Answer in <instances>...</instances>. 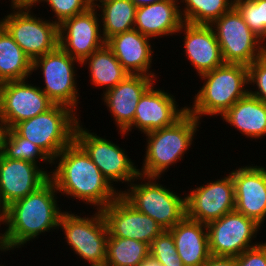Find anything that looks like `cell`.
<instances>
[{"label": "cell", "instance_id": "cell-31", "mask_svg": "<svg viewBox=\"0 0 266 266\" xmlns=\"http://www.w3.org/2000/svg\"><path fill=\"white\" fill-rule=\"evenodd\" d=\"M1 154L9 159L25 160L39 166L38 160L51 166L53 164V160L39 146L19 136L12 128L8 129Z\"/></svg>", "mask_w": 266, "mask_h": 266}, {"label": "cell", "instance_id": "cell-36", "mask_svg": "<svg viewBox=\"0 0 266 266\" xmlns=\"http://www.w3.org/2000/svg\"><path fill=\"white\" fill-rule=\"evenodd\" d=\"M235 262L236 266H266V242L245 250Z\"/></svg>", "mask_w": 266, "mask_h": 266}, {"label": "cell", "instance_id": "cell-27", "mask_svg": "<svg viewBox=\"0 0 266 266\" xmlns=\"http://www.w3.org/2000/svg\"><path fill=\"white\" fill-rule=\"evenodd\" d=\"M32 60L0 24V84L31 77Z\"/></svg>", "mask_w": 266, "mask_h": 266}, {"label": "cell", "instance_id": "cell-42", "mask_svg": "<svg viewBox=\"0 0 266 266\" xmlns=\"http://www.w3.org/2000/svg\"><path fill=\"white\" fill-rule=\"evenodd\" d=\"M105 1H108V0H86V3L87 5L90 7V8H96L98 7V5H100V3H103ZM97 2V3H96ZM99 2V3H98Z\"/></svg>", "mask_w": 266, "mask_h": 266}, {"label": "cell", "instance_id": "cell-15", "mask_svg": "<svg viewBox=\"0 0 266 266\" xmlns=\"http://www.w3.org/2000/svg\"><path fill=\"white\" fill-rule=\"evenodd\" d=\"M221 179V180H220ZM196 186L186 195V216L208 224L235 210V192L231 173L224 178Z\"/></svg>", "mask_w": 266, "mask_h": 266}, {"label": "cell", "instance_id": "cell-4", "mask_svg": "<svg viewBox=\"0 0 266 266\" xmlns=\"http://www.w3.org/2000/svg\"><path fill=\"white\" fill-rule=\"evenodd\" d=\"M201 123L188 111L173 125L145 133L146 153L139 175L162 177L169 166L182 160Z\"/></svg>", "mask_w": 266, "mask_h": 266}, {"label": "cell", "instance_id": "cell-34", "mask_svg": "<svg viewBox=\"0 0 266 266\" xmlns=\"http://www.w3.org/2000/svg\"><path fill=\"white\" fill-rule=\"evenodd\" d=\"M52 9L54 22L59 26L63 21L86 12L90 7L86 0H42Z\"/></svg>", "mask_w": 266, "mask_h": 266}, {"label": "cell", "instance_id": "cell-16", "mask_svg": "<svg viewBox=\"0 0 266 266\" xmlns=\"http://www.w3.org/2000/svg\"><path fill=\"white\" fill-rule=\"evenodd\" d=\"M42 167L0 153V218L7 206L37 190L50 178L51 172Z\"/></svg>", "mask_w": 266, "mask_h": 266}, {"label": "cell", "instance_id": "cell-40", "mask_svg": "<svg viewBox=\"0 0 266 266\" xmlns=\"http://www.w3.org/2000/svg\"><path fill=\"white\" fill-rule=\"evenodd\" d=\"M133 4L138 8L145 5H150L152 3L161 2L164 0H131Z\"/></svg>", "mask_w": 266, "mask_h": 266}, {"label": "cell", "instance_id": "cell-32", "mask_svg": "<svg viewBox=\"0 0 266 266\" xmlns=\"http://www.w3.org/2000/svg\"><path fill=\"white\" fill-rule=\"evenodd\" d=\"M234 7L248 27L266 41V0H234Z\"/></svg>", "mask_w": 266, "mask_h": 266}, {"label": "cell", "instance_id": "cell-7", "mask_svg": "<svg viewBox=\"0 0 266 266\" xmlns=\"http://www.w3.org/2000/svg\"><path fill=\"white\" fill-rule=\"evenodd\" d=\"M210 26L219 43L224 64L250 66L266 53V43L248 27L234 6Z\"/></svg>", "mask_w": 266, "mask_h": 266}, {"label": "cell", "instance_id": "cell-18", "mask_svg": "<svg viewBox=\"0 0 266 266\" xmlns=\"http://www.w3.org/2000/svg\"><path fill=\"white\" fill-rule=\"evenodd\" d=\"M112 237L138 240L150 246L163 231L148 215L137 211L121 195L101 210Z\"/></svg>", "mask_w": 266, "mask_h": 266}, {"label": "cell", "instance_id": "cell-44", "mask_svg": "<svg viewBox=\"0 0 266 266\" xmlns=\"http://www.w3.org/2000/svg\"><path fill=\"white\" fill-rule=\"evenodd\" d=\"M90 266H111V265L107 262H103V263L90 264Z\"/></svg>", "mask_w": 266, "mask_h": 266}, {"label": "cell", "instance_id": "cell-23", "mask_svg": "<svg viewBox=\"0 0 266 266\" xmlns=\"http://www.w3.org/2000/svg\"><path fill=\"white\" fill-rule=\"evenodd\" d=\"M179 0H164L138 7L134 29L149 38L175 35L184 23Z\"/></svg>", "mask_w": 266, "mask_h": 266}, {"label": "cell", "instance_id": "cell-17", "mask_svg": "<svg viewBox=\"0 0 266 266\" xmlns=\"http://www.w3.org/2000/svg\"><path fill=\"white\" fill-rule=\"evenodd\" d=\"M154 87L152 85L140 98L133 122L124 131H119L121 136L125 137L135 128L145 134L171 126L187 112V106L178 108L172 94Z\"/></svg>", "mask_w": 266, "mask_h": 266}, {"label": "cell", "instance_id": "cell-8", "mask_svg": "<svg viewBox=\"0 0 266 266\" xmlns=\"http://www.w3.org/2000/svg\"><path fill=\"white\" fill-rule=\"evenodd\" d=\"M58 228L63 229L67 245L86 263L106 262L109 232L101 210H96L91 217H80L72 211H64Z\"/></svg>", "mask_w": 266, "mask_h": 266}, {"label": "cell", "instance_id": "cell-22", "mask_svg": "<svg viewBox=\"0 0 266 266\" xmlns=\"http://www.w3.org/2000/svg\"><path fill=\"white\" fill-rule=\"evenodd\" d=\"M150 40L132 29L112 36L106 41V45L128 73L157 78L156 73L150 71L154 53Z\"/></svg>", "mask_w": 266, "mask_h": 266}, {"label": "cell", "instance_id": "cell-12", "mask_svg": "<svg viewBox=\"0 0 266 266\" xmlns=\"http://www.w3.org/2000/svg\"><path fill=\"white\" fill-rule=\"evenodd\" d=\"M212 256L236 257L259 245L253 243L261 228L255 220L233 210L206 224Z\"/></svg>", "mask_w": 266, "mask_h": 266}, {"label": "cell", "instance_id": "cell-43", "mask_svg": "<svg viewBox=\"0 0 266 266\" xmlns=\"http://www.w3.org/2000/svg\"><path fill=\"white\" fill-rule=\"evenodd\" d=\"M3 252H6L8 251L7 248H6V245L4 244V241L2 240L1 236H0V252L2 253ZM0 266H3V265H0Z\"/></svg>", "mask_w": 266, "mask_h": 266}, {"label": "cell", "instance_id": "cell-26", "mask_svg": "<svg viewBox=\"0 0 266 266\" xmlns=\"http://www.w3.org/2000/svg\"><path fill=\"white\" fill-rule=\"evenodd\" d=\"M87 64L91 84L95 87H103V93L114 88L123 81L128 73L117 60L113 51L105 44L102 48L94 51L81 65Z\"/></svg>", "mask_w": 266, "mask_h": 266}, {"label": "cell", "instance_id": "cell-21", "mask_svg": "<svg viewBox=\"0 0 266 266\" xmlns=\"http://www.w3.org/2000/svg\"><path fill=\"white\" fill-rule=\"evenodd\" d=\"M185 35L183 52L199 76L224 64L219 43L210 25L183 23L177 33Z\"/></svg>", "mask_w": 266, "mask_h": 266}, {"label": "cell", "instance_id": "cell-19", "mask_svg": "<svg viewBox=\"0 0 266 266\" xmlns=\"http://www.w3.org/2000/svg\"><path fill=\"white\" fill-rule=\"evenodd\" d=\"M251 165L231 171L235 210L263 226L266 220V168Z\"/></svg>", "mask_w": 266, "mask_h": 266}, {"label": "cell", "instance_id": "cell-39", "mask_svg": "<svg viewBox=\"0 0 266 266\" xmlns=\"http://www.w3.org/2000/svg\"><path fill=\"white\" fill-rule=\"evenodd\" d=\"M8 129L9 128L7 126V123H6L4 117L1 115V112H0V153H2L3 145H4V142H5L7 133H8Z\"/></svg>", "mask_w": 266, "mask_h": 266}, {"label": "cell", "instance_id": "cell-33", "mask_svg": "<svg viewBox=\"0 0 266 266\" xmlns=\"http://www.w3.org/2000/svg\"><path fill=\"white\" fill-rule=\"evenodd\" d=\"M150 257L162 266H184L177 254L173 236L169 230H163L150 244Z\"/></svg>", "mask_w": 266, "mask_h": 266}, {"label": "cell", "instance_id": "cell-20", "mask_svg": "<svg viewBox=\"0 0 266 266\" xmlns=\"http://www.w3.org/2000/svg\"><path fill=\"white\" fill-rule=\"evenodd\" d=\"M157 78L141 74H129L114 88L102 94L104 104L113 116L119 131H124L134 119L136 107L143 94Z\"/></svg>", "mask_w": 266, "mask_h": 266}, {"label": "cell", "instance_id": "cell-38", "mask_svg": "<svg viewBox=\"0 0 266 266\" xmlns=\"http://www.w3.org/2000/svg\"><path fill=\"white\" fill-rule=\"evenodd\" d=\"M42 0H11V8H32Z\"/></svg>", "mask_w": 266, "mask_h": 266}, {"label": "cell", "instance_id": "cell-25", "mask_svg": "<svg viewBox=\"0 0 266 266\" xmlns=\"http://www.w3.org/2000/svg\"><path fill=\"white\" fill-rule=\"evenodd\" d=\"M221 118L247 138L262 139L266 136V103L249 93L229 108Z\"/></svg>", "mask_w": 266, "mask_h": 266}, {"label": "cell", "instance_id": "cell-41", "mask_svg": "<svg viewBox=\"0 0 266 266\" xmlns=\"http://www.w3.org/2000/svg\"><path fill=\"white\" fill-rule=\"evenodd\" d=\"M139 266H162V265L161 263H159L158 261L149 256Z\"/></svg>", "mask_w": 266, "mask_h": 266}, {"label": "cell", "instance_id": "cell-14", "mask_svg": "<svg viewBox=\"0 0 266 266\" xmlns=\"http://www.w3.org/2000/svg\"><path fill=\"white\" fill-rule=\"evenodd\" d=\"M98 11L89 8L58 26V45L80 63L106 44Z\"/></svg>", "mask_w": 266, "mask_h": 266}, {"label": "cell", "instance_id": "cell-10", "mask_svg": "<svg viewBox=\"0 0 266 266\" xmlns=\"http://www.w3.org/2000/svg\"><path fill=\"white\" fill-rule=\"evenodd\" d=\"M77 62L81 65L59 45L53 51L32 61V72L38 68L43 72L42 80L45 86L41 90L54 104L67 106L76 113L79 104V88L77 89V78H75L78 76L77 70L74 68Z\"/></svg>", "mask_w": 266, "mask_h": 266}, {"label": "cell", "instance_id": "cell-37", "mask_svg": "<svg viewBox=\"0 0 266 266\" xmlns=\"http://www.w3.org/2000/svg\"><path fill=\"white\" fill-rule=\"evenodd\" d=\"M203 266H236L235 257L210 256Z\"/></svg>", "mask_w": 266, "mask_h": 266}, {"label": "cell", "instance_id": "cell-30", "mask_svg": "<svg viewBox=\"0 0 266 266\" xmlns=\"http://www.w3.org/2000/svg\"><path fill=\"white\" fill-rule=\"evenodd\" d=\"M180 2L185 4L184 8L180 7L183 21L195 25H211L234 6V0H180Z\"/></svg>", "mask_w": 266, "mask_h": 266}, {"label": "cell", "instance_id": "cell-29", "mask_svg": "<svg viewBox=\"0 0 266 266\" xmlns=\"http://www.w3.org/2000/svg\"><path fill=\"white\" fill-rule=\"evenodd\" d=\"M149 256L148 244L108 235L106 262L111 266H139Z\"/></svg>", "mask_w": 266, "mask_h": 266}, {"label": "cell", "instance_id": "cell-3", "mask_svg": "<svg viewBox=\"0 0 266 266\" xmlns=\"http://www.w3.org/2000/svg\"><path fill=\"white\" fill-rule=\"evenodd\" d=\"M205 82L187 111L199 121L202 116H222L249 93L248 66L223 64L199 76ZM246 88V89H245Z\"/></svg>", "mask_w": 266, "mask_h": 266}, {"label": "cell", "instance_id": "cell-11", "mask_svg": "<svg viewBox=\"0 0 266 266\" xmlns=\"http://www.w3.org/2000/svg\"><path fill=\"white\" fill-rule=\"evenodd\" d=\"M75 141L85 150L111 185L114 182H127L129 185L139 176V168L134 165L125 149L106 137H100L83 128L81 121L75 129Z\"/></svg>", "mask_w": 266, "mask_h": 266}, {"label": "cell", "instance_id": "cell-5", "mask_svg": "<svg viewBox=\"0 0 266 266\" xmlns=\"http://www.w3.org/2000/svg\"><path fill=\"white\" fill-rule=\"evenodd\" d=\"M71 108L54 104L46 112L16 124L12 129L39 146L52 160L75 140L79 115Z\"/></svg>", "mask_w": 266, "mask_h": 266}, {"label": "cell", "instance_id": "cell-1", "mask_svg": "<svg viewBox=\"0 0 266 266\" xmlns=\"http://www.w3.org/2000/svg\"><path fill=\"white\" fill-rule=\"evenodd\" d=\"M56 169L51 171L58 193L102 210L121 193L103 176L85 150L74 140L52 161Z\"/></svg>", "mask_w": 266, "mask_h": 266}, {"label": "cell", "instance_id": "cell-28", "mask_svg": "<svg viewBox=\"0 0 266 266\" xmlns=\"http://www.w3.org/2000/svg\"><path fill=\"white\" fill-rule=\"evenodd\" d=\"M101 9L100 21L105 41L112 36L134 29L137 7L131 0H108L96 7Z\"/></svg>", "mask_w": 266, "mask_h": 266}, {"label": "cell", "instance_id": "cell-13", "mask_svg": "<svg viewBox=\"0 0 266 266\" xmlns=\"http://www.w3.org/2000/svg\"><path fill=\"white\" fill-rule=\"evenodd\" d=\"M27 79L0 84V112L8 128L46 112L54 103Z\"/></svg>", "mask_w": 266, "mask_h": 266}, {"label": "cell", "instance_id": "cell-6", "mask_svg": "<svg viewBox=\"0 0 266 266\" xmlns=\"http://www.w3.org/2000/svg\"><path fill=\"white\" fill-rule=\"evenodd\" d=\"M157 179L160 177L139 175L120 195L137 211L153 218L163 230H169L186 216V196L163 187Z\"/></svg>", "mask_w": 266, "mask_h": 266}, {"label": "cell", "instance_id": "cell-35", "mask_svg": "<svg viewBox=\"0 0 266 266\" xmlns=\"http://www.w3.org/2000/svg\"><path fill=\"white\" fill-rule=\"evenodd\" d=\"M248 82L257 88H249V94L266 103V53L248 66Z\"/></svg>", "mask_w": 266, "mask_h": 266}, {"label": "cell", "instance_id": "cell-2", "mask_svg": "<svg viewBox=\"0 0 266 266\" xmlns=\"http://www.w3.org/2000/svg\"><path fill=\"white\" fill-rule=\"evenodd\" d=\"M57 194L58 191L49 178L37 190L4 209L0 227L4 224L6 230L0 236L9 252L22 248L42 233L59 229L64 210L58 207Z\"/></svg>", "mask_w": 266, "mask_h": 266}, {"label": "cell", "instance_id": "cell-24", "mask_svg": "<svg viewBox=\"0 0 266 266\" xmlns=\"http://www.w3.org/2000/svg\"><path fill=\"white\" fill-rule=\"evenodd\" d=\"M169 231L184 266H203L211 256L206 224L185 216Z\"/></svg>", "mask_w": 266, "mask_h": 266}, {"label": "cell", "instance_id": "cell-9", "mask_svg": "<svg viewBox=\"0 0 266 266\" xmlns=\"http://www.w3.org/2000/svg\"><path fill=\"white\" fill-rule=\"evenodd\" d=\"M11 9L0 24L32 61L58 46V25L53 20L34 16L31 8Z\"/></svg>", "mask_w": 266, "mask_h": 266}]
</instances>
